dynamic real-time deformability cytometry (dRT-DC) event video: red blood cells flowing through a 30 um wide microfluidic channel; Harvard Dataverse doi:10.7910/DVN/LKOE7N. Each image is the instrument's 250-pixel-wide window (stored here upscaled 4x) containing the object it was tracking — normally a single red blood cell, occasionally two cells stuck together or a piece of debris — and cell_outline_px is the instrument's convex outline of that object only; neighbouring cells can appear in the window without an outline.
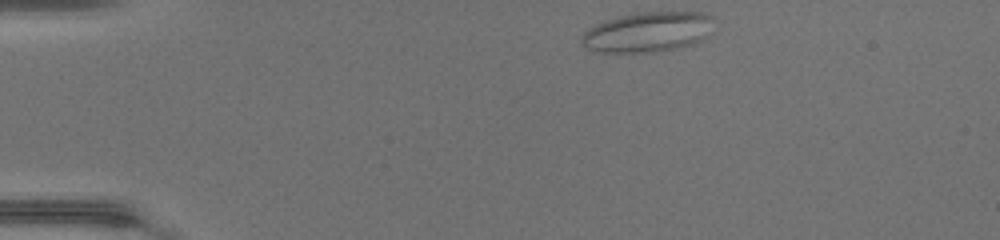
{"species": "common noctule bat (a hibernating species)", "species_latin": "Nyctalus noctula", "temperature_condition": "warm", "stored_images_in_passage": 40, "camera_frame_rate_fps": 3000, "um_per_image_px": 0.085, "animal": {"sex": "female", "body_mass_g": 17.0, "forearm_length_mm": 48.0}, "frame": {"image": 1, "passage_image": 1, "time_ms": 0.0, "image_size_px": [1000, 240], "cell_outline_px": [[712, 16], [704, 36], [700, 40], [692, 44], [676, 48], [648, 52], [600, 52], [588, 48], [580, 40], [580, 36], [588, 28], [596, 24], [620, 16], [636, 12], [700, 12]], "centroid_in_image_um": [54.97, 2.71], "position_along_channel_um": 30.0, "area_um2": 30.17}}
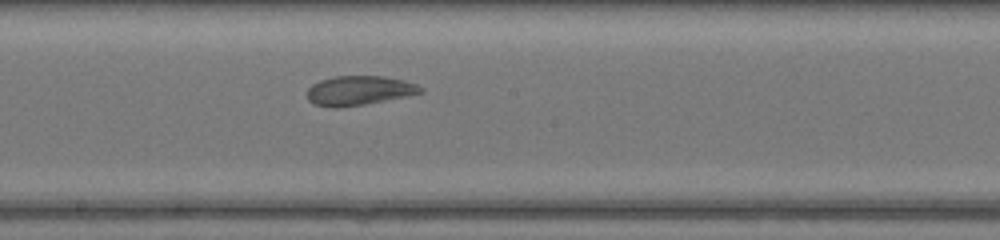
{"frame": {"image": 2, "passage_image": 19, "time_ms": 6.0, "image_size_px": [1000, 240], "cell_outline_px": [[424, 92], [364, 104], [336, 108], [332, 108], [312, 104], [308, 100], [308, 88], [312, 84], [320, 80], [332, 76], [384, 76], [404, 80], [416, 84], [424, 88]], "centroid_in_image_um": [30.49, 7.69], "position_along_channel_um": 217.7, "area_um2": 19.42}}
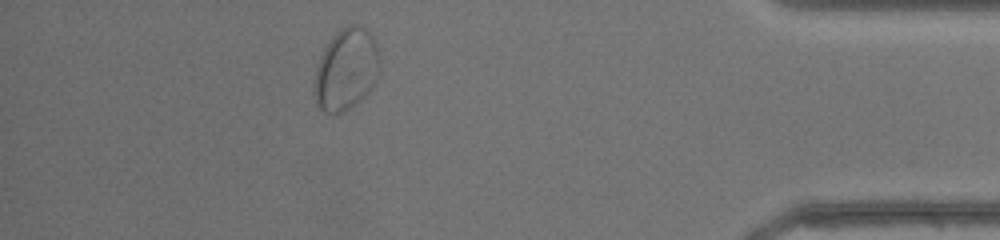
{"frame": {"image": 3, "passage_image": 35, "time_ms": 11.333, "image_size_px": [1000, 240], "cell_outline_px": [[380, 68], [376, 80], [368, 92], [360, 100], [344, 112], [324, 112], [316, 104], [316, 64], [324, 48], [332, 36], [340, 28], [348, 24], [352, 24], [364, 28], [372, 36], [376, 44], [380, 56]], "centroid_in_image_um": [29.45, 5.87], "position_along_channel_um": 405.8, "area_um2": 30.92}, "authors_computed_cell_mechanics": {"area_um2": 23.409, "velocity_mm_per_s": 4.3291, "shape_relaxation_time_tau1_ms": null, "shape_relaxation_time_tau2_ms": 1.1431, "deformation_change_tau1": null, "deformation_change_tau2": 0.0647}}